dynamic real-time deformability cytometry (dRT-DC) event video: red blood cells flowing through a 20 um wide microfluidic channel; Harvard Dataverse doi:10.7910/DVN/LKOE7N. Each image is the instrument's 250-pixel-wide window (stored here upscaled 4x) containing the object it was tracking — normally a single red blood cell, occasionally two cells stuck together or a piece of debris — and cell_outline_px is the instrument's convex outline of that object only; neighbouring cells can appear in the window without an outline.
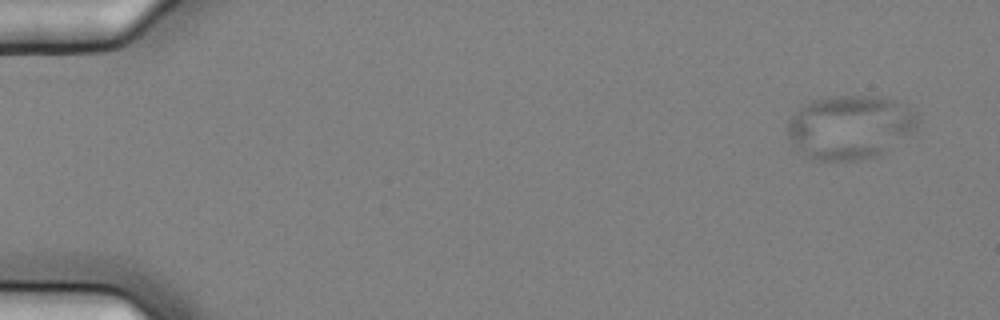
{"species": "common noctule bat (a hibernating species)", "species_latin": "Nyctalus noctula", "temperature_condition": "cold", "stored_images_in_passage": 4, "camera_frame_rate_fps": 3000, "um_per_image_px": 0.085, "animal": {"sex": "female", "body_mass_g": 25.1}, "frame": {"image": 1, "passage_image": 1, "time_ms": 0.0, "image_size_px": [1000, 320], "cell_outline_px": [[920, 120], [912, 136], [880, 156], [860, 160], [812, 160], [796, 148], [792, 144], [788, 136], [788, 120], [804, 104], [812, 100], [828, 96], [880, 96], [896, 100], [916, 112]], "centroid_in_image_um": [72.31, 10.81], "position_along_channel_um": 12.7, "area_um2": 49.3}}